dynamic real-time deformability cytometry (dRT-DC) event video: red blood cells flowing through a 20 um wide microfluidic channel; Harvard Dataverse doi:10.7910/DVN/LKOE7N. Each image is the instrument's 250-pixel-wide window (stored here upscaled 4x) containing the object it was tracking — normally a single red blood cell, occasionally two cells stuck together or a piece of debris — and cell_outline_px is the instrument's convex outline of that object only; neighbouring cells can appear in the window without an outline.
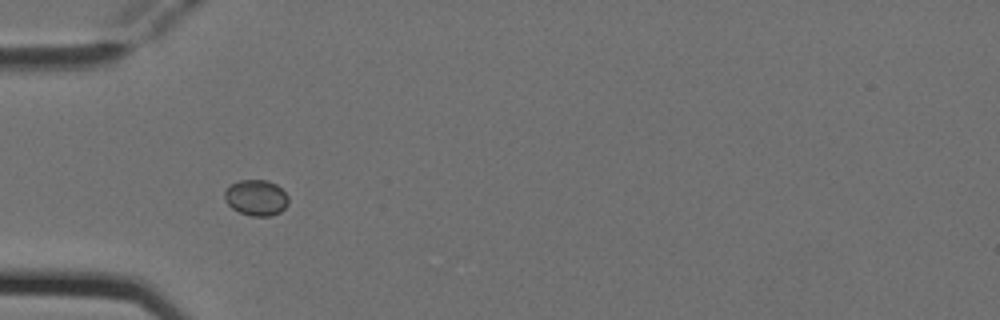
{"species": "Egyptian fruit bat (a non-hibernating species)", "species_latin": "Rousettus aegyptiacus", "temperature_condition": "cold", "stored_images_in_passage": 6, "camera_frame_rate_fps": 3000, "um_per_image_px": 0.085, "animal": {"sex": "female"}, "frame": {"image": 1, "passage_image": 3, "time_ms": 0.667, "image_size_px": [1000, 320], "cell_outline_px": [[288, 204], [280, 212], [268, 216], [252, 216], [240, 212], [232, 208], [224, 200], [224, 192], [232, 184], [240, 180], [268, 180], [276, 184], [288, 196]], "centroid_in_image_um": [21.77, 16.8], "position_along_channel_um": 63.2, "area_um2": 13.24}}
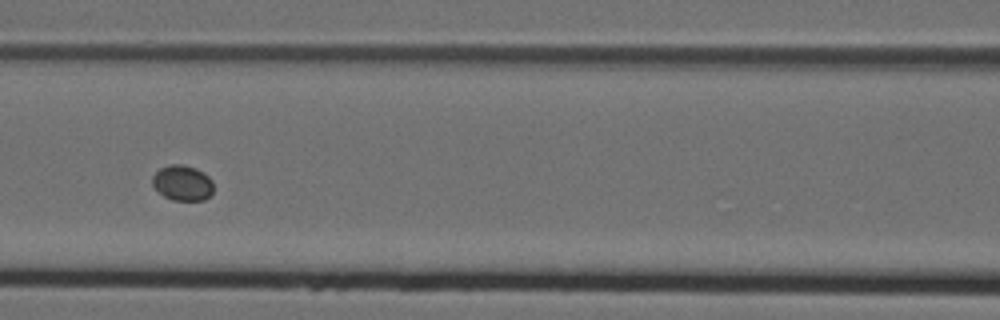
{"frame": {"image": 2, "passage_image": 5, "time_ms": 1.333, "image_size_px": [1000, 320], "cell_outline_px": [[212, 192], [204, 200], [172, 200], [164, 196], [152, 184], [152, 176], [160, 168], [172, 164], [184, 164], [196, 168], [204, 172], [212, 180]], "centroid_in_image_um": [15.51, 15.53], "position_along_channel_um": 151.1, "area_um2": 12.54}}
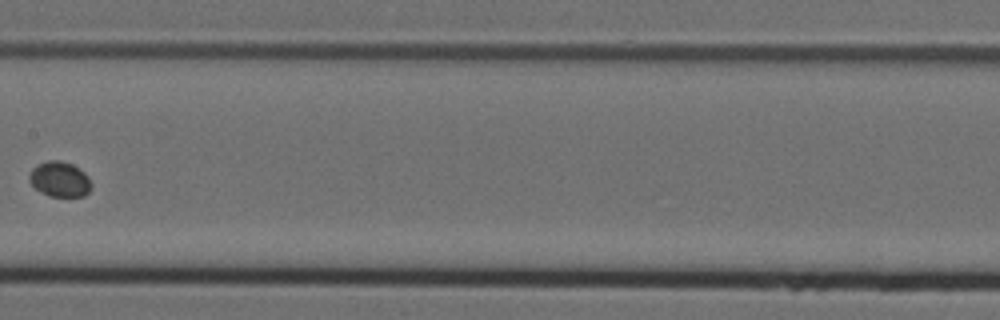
{"frame": {"image": 3, "passage_image": 6, "time_ms": 1.667, "image_size_px": [1000, 320], "cell_outline_px": [[92, 188], [84, 196], [48, 196], [40, 192], [28, 180], [28, 176], [32, 168], [36, 164], [48, 160], [60, 160], [72, 164], [84, 172], [88, 176], [92, 184]], "centroid_in_image_um": [5.07, 15.23], "position_along_channel_um": 202.3, "area_um2": 12.89}}